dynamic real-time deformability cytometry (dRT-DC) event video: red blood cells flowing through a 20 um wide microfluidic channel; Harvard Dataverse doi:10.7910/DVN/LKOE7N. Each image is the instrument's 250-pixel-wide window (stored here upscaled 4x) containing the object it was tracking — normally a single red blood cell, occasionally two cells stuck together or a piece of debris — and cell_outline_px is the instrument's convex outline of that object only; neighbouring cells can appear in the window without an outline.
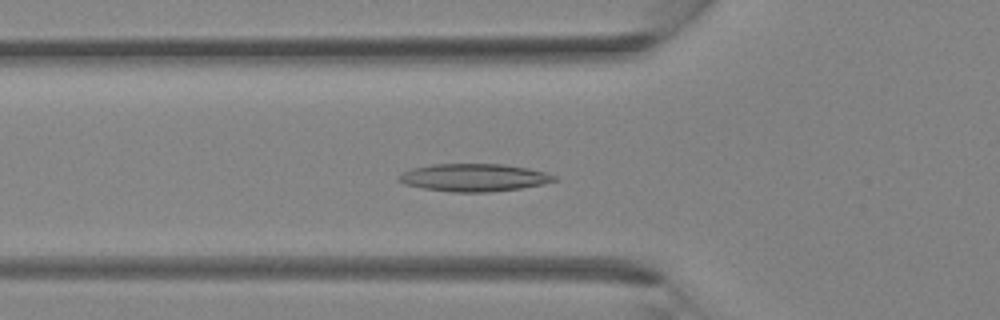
{"species": "Egyptian fruit bat (a non-hibernating species)", "species_latin": "Rousettus aegyptiacus", "temperature_condition": "room temperature", "stored_images_in_passage": 35, "camera_frame_rate_fps": 3000, "um_per_image_px": 0.085, "animal": {"sex": "female"}, "frame": {"image": 1, "passage_image": 11, "time_ms": 3.333, "image_size_px": [1000, 320], "cell_outline_px": [[560, 180], [544, 184], [520, 188], [488, 192], [452, 192], [424, 188], [404, 184], [396, 180], [396, 176], [412, 168], [432, 164], [504, 164], [528, 168], [544, 172], [556, 176]], "centroid_in_image_um": [40.28, 15.09], "position_along_channel_um": 85.5, "area_um2": 25.14}}
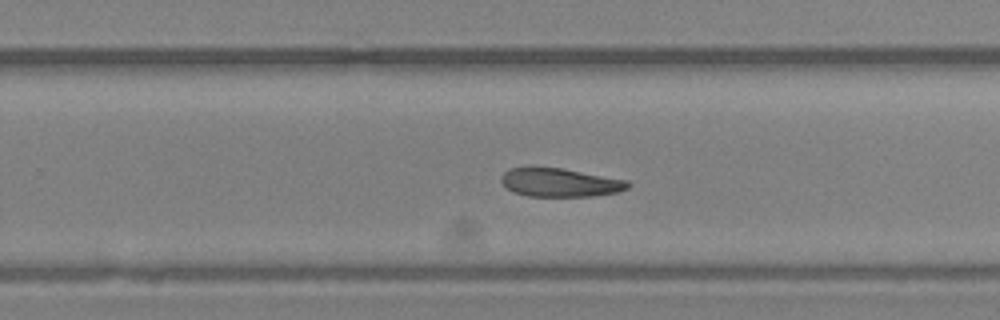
{"frame": {"image": 2, "passage_image": 22, "time_ms": 7.0, "image_size_px": [1000, 320], "cell_outline_px": [[632, 184], [628, 188], [616, 192], [592, 196], [528, 196], [512, 192], [500, 180], [500, 176], [508, 168], [528, 164], [532, 164], [560, 168], [628, 180]], "centroid_in_image_um": [47.51, 15.47], "position_along_channel_um": 282.3, "area_um2": 21.68}}
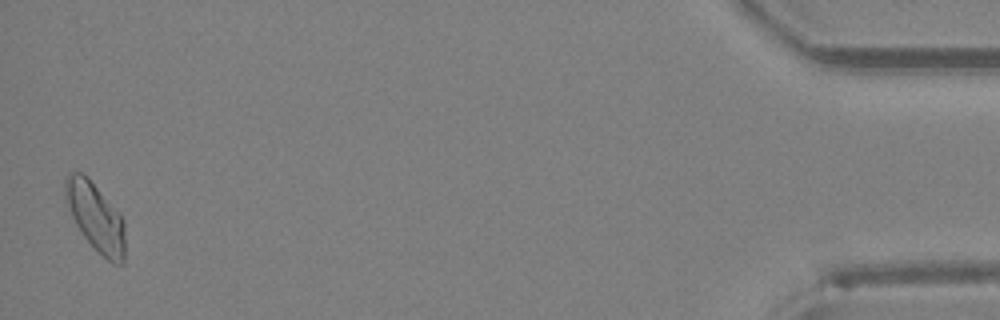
{"frame": {"image": 3, "passage_image": 35, "time_ms": 11.333, "image_size_px": [1000, 320], "cell_outline_px": [[124, 264], [112, 264], [84, 236], [76, 224], [64, 200], [64, 180], [68, 172], [80, 172], [88, 176], [120, 212], [124, 220]], "centroid_in_image_um": [8.12, 18.38], "position_along_channel_um": 427.1, "area_um2": 23.99}}